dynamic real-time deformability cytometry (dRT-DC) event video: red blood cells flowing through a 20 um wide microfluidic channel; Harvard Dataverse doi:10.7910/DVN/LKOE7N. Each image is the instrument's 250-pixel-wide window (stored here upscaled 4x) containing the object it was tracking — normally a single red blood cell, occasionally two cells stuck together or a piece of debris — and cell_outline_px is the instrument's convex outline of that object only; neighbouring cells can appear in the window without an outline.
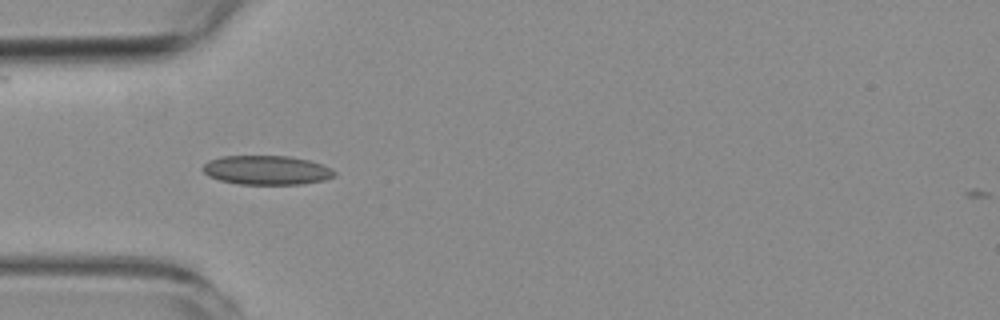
{"species": "common noctule bat (a hibernating species)", "species_latin": "Nyctalus noctula", "temperature_condition": "room temperature", "stored_images_in_passage": 7, "camera_frame_rate_fps": 3000, "um_per_image_px": 0.085, "animal": {"sex": "female", "body_mass_g": 19.3, "forearm_length_mm": 54.1}, "frame": {"image": 1, "passage_image": 3, "time_ms": 3.333, "image_size_px": [1000, 320], "cell_outline_px": [[336, 176], [324, 180], [300, 184], [236, 184], [220, 180], [208, 176], [200, 168], [208, 160], [220, 156], [288, 156], [308, 160], [332, 168], [336, 172]], "centroid_in_image_um": [22.64, 14.46], "position_along_channel_um": 62.4, "area_um2": 22.48}}
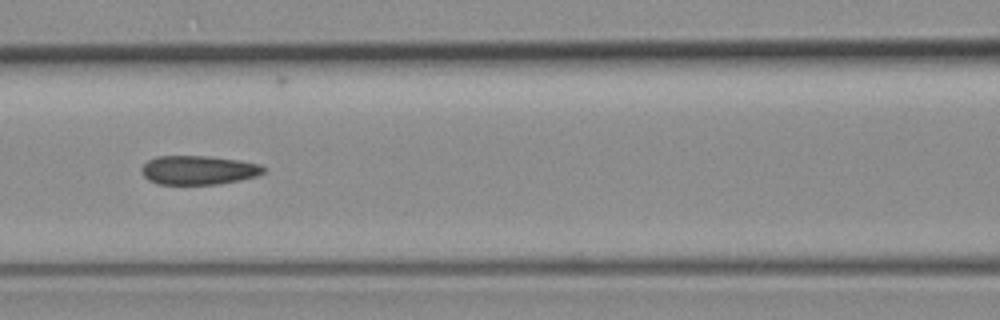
{"frame": {"image": 2, "passage_image": 5, "time_ms": 5.667, "image_size_px": [1000, 320], "cell_outline_px": [[264, 172], [256, 176], [240, 180], [220, 184], [156, 184], [148, 180], [144, 176], [140, 168], [148, 160], [156, 156], [208, 156], [240, 160], [260, 164], [264, 168]], "centroid_in_image_um": [16.85, 14.46], "position_along_channel_um": 149.8, "area_um2": 20.69}}
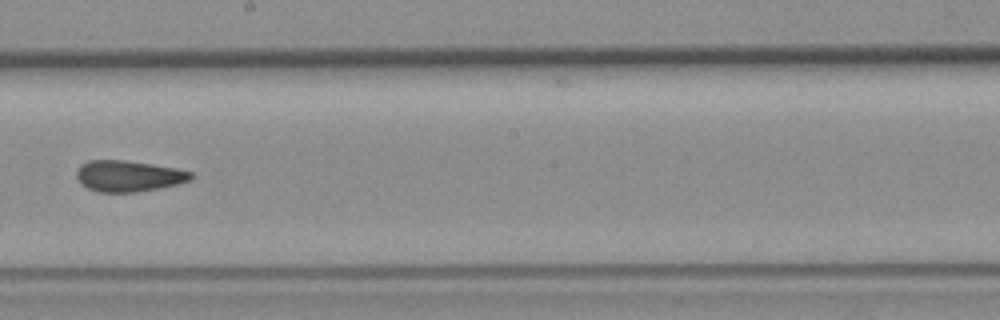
{"frame": {"image": 3, "passage_image": 7, "time_ms": 8.0, "image_size_px": [1000, 320], "cell_outline_px": [[192, 180], [176, 184], [136, 192], [96, 192], [80, 184], [76, 176], [76, 172], [80, 164], [88, 160], [120, 160], [152, 164], [176, 168], [192, 172]], "centroid_in_image_um": [10.88, 14.96], "position_along_channel_um": 237.3, "area_um2": 20.69}}